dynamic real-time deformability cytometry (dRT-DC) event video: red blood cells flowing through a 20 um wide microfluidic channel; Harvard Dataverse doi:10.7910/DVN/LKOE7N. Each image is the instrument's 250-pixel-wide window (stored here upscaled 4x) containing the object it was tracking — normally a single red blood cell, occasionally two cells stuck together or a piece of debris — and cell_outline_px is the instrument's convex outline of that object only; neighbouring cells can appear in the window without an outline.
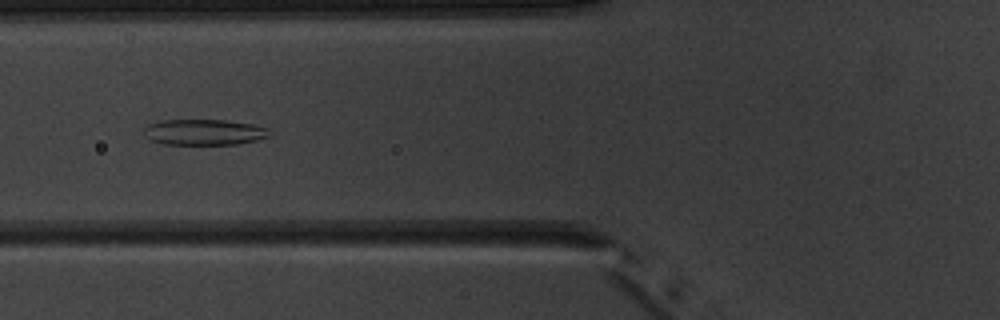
{"species": "common noctule bat (a hibernating species)", "species_latin": "Nyctalus noctula", "temperature_condition": "warm", "stored_images_in_passage": 7, "camera_frame_rate_fps": 3000, "um_per_image_px": 0.085, "animal": {"sex": "male", "body_mass_g": 20.1, "forearm_length_mm": 53.5}, "frame": {"image": 1, "passage_image": 6, "time_ms": 5.667, "image_size_px": [1000, 320], "cell_outline_px": [[272, 136], [256, 140], [236, 144], [164, 144], [148, 140], [144, 136], [144, 128], [148, 124], [160, 120], [224, 120], [252, 124], [268, 128]], "centroid_in_image_um": [17.32, 11.23], "position_along_channel_um": 108.5, "area_um2": 19.02}}